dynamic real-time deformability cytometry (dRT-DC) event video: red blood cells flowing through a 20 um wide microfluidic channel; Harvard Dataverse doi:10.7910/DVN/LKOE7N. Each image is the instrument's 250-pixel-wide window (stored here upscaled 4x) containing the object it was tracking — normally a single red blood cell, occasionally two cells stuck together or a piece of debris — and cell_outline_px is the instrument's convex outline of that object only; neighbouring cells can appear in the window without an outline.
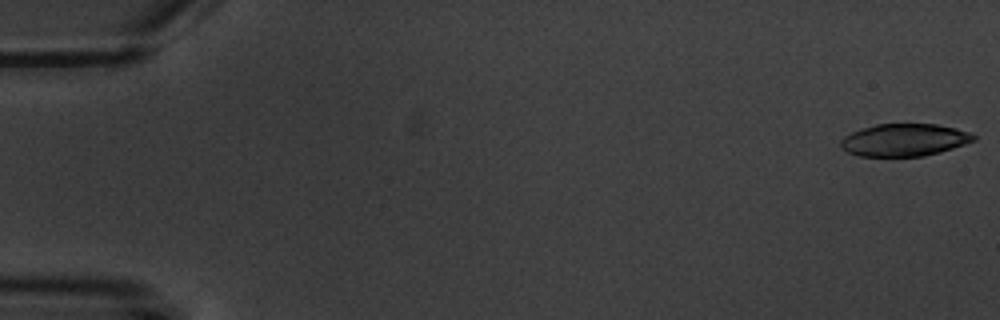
{"species": "common noctule bat (a hibernating species)", "species_latin": "Nyctalus noctula", "temperature_condition": "warm", "stored_images_in_passage": 3, "camera_frame_rate_fps": 3000, "um_per_image_px": 0.085, "animal": {"sex": "male", "body_mass_g": 20.1, "forearm_length_mm": 53.5}, "frame": {"image": 1, "passage_image": 1, "time_ms": 0.0, "image_size_px": [1000, 320], "cell_outline_px": [[976, 140], [940, 152], [924, 156], [860, 156], [848, 152], [840, 148], [840, 140], [844, 136], [852, 132], [876, 124], [936, 124], [956, 128], [968, 132], [976, 136]], "centroid_in_image_um": [76.85, 11.9], "position_along_channel_um": 8.1, "area_um2": 25.03}}